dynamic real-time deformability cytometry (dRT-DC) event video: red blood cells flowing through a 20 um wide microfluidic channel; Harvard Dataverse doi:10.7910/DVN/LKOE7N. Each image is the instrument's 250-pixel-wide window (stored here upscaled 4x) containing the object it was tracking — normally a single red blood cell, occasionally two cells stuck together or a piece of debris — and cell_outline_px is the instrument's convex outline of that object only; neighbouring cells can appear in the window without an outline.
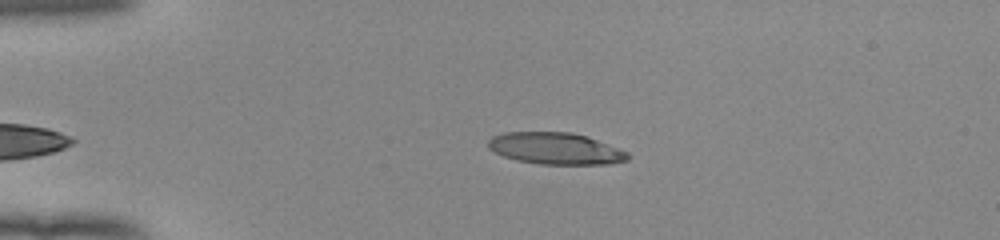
{"species": "human", "species_latin": "Homo sapiens", "temperature_condition": "room temperature", "stored_images_in_passage": 10, "camera_frame_rate_fps": 3000, "um_per_image_px": 0.085, "donor": {"sex": "female"}, "frame": {"image": 1, "passage_image": 2, "time_ms": 0.333, "image_size_px": [1000, 240], "cell_outline_px": [[632, 156], [628, 160], [608, 164], [540, 164], [516, 160], [504, 156], [488, 148], [488, 140], [492, 136], [504, 132], [572, 132], [588, 136], [628, 152]], "centroid_in_image_um": [47.24, 12.62], "position_along_channel_um": 37.8, "area_um2": 25.89}}
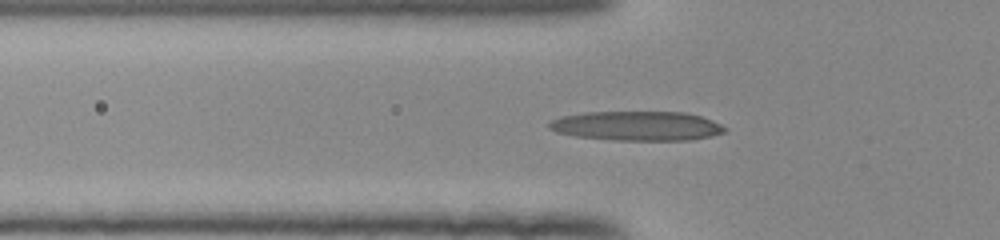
{"frame": {"image": 2, "passage_image": 8, "time_ms": 2.333, "image_size_px": [1000, 240], "cell_outline_px": [[728, 128], [724, 132], [712, 136], [692, 140], [616, 140], [576, 136], [556, 132], [548, 128], [548, 124], [552, 120], [560, 116], [584, 112], [684, 112], [700, 116], [712, 120]], "centroid_in_image_um": [54.14, 10.7], "position_along_channel_um": 71.7, "area_um2": 30.17}}